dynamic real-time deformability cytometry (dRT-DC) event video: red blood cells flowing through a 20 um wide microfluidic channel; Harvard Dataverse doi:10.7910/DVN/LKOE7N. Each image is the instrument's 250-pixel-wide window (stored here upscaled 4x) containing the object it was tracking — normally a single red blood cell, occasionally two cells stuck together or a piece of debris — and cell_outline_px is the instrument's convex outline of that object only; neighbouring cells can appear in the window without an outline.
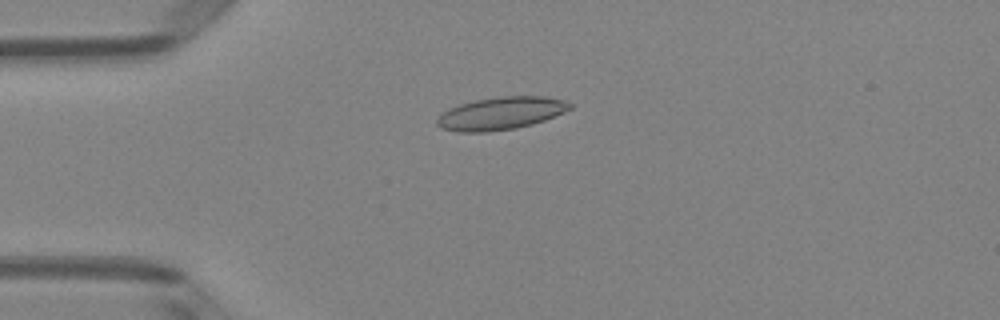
{"species": "Egyptian fruit bat (a non-hibernating species)", "species_latin": "Rousettus aegyptiacus", "temperature_condition": "room temperature", "stored_images_in_passage": 49, "camera_frame_rate_fps": 3000, "um_per_image_px": 0.085, "animal": {"sex": "female"}, "frame": {"image": 1, "passage_image": 11, "time_ms": 3.333, "image_size_px": [1000, 320], "cell_outline_px": [[572, 108], [564, 112], [544, 120], [532, 124], [516, 128], [488, 132], [460, 132], [440, 128], [436, 124], [436, 120], [448, 108], [460, 104], [476, 100], [500, 96], [544, 96], [564, 100], [572, 104]], "centroid_in_image_um": [42.57, 9.63], "position_along_channel_um": 42.4, "area_um2": 25.26}}
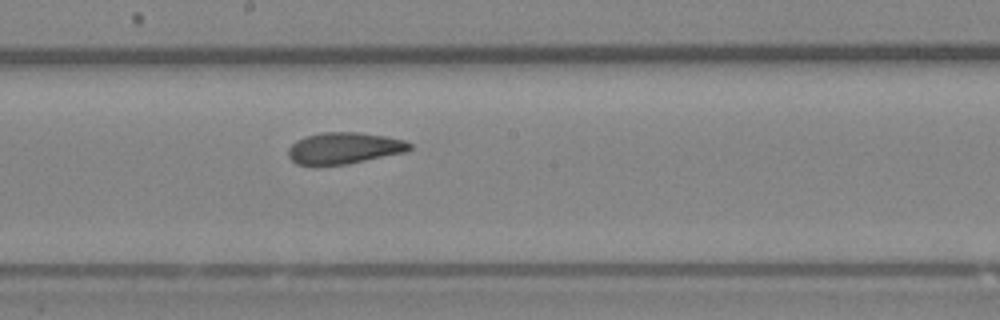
{"frame": {"image": 2, "passage_image": 26, "time_ms": 8.333, "image_size_px": [1000, 320], "cell_outline_px": [[412, 148], [404, 152], [348, 164], [316, 168], [296, 164], [288, 156], [288, 148], [296, 140], [304, 136], [324, 132], [360, 132], [384, 136], [404, 140], [412, 144]], "centroid_in_image_um": [29.18, 12.62], "position_along_channel_um": 219.0, "area_um2": 22.83}}
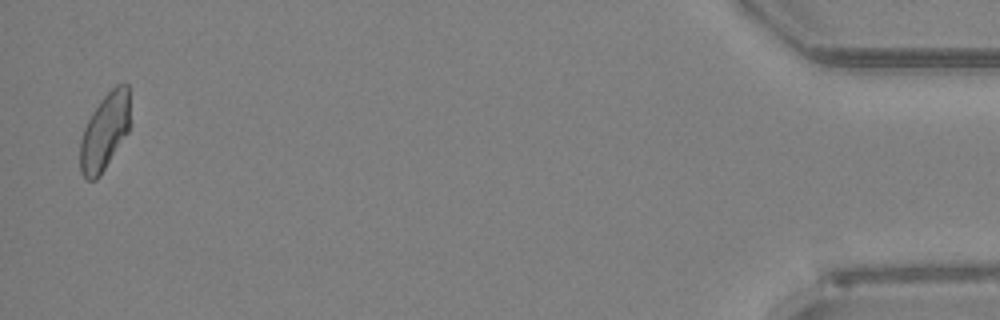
{"frame": {"image": 3, "passage_image": 48, "time_ms": 15.667, "image_size_px": [1000, 320], "cell_outline_px": [[128, 132], [96, 180], [88, 180], [80, 172], [80, 140], [84, 128], [92, 112], [104, 96], [116, 84], [128, 84]], "centroid_in_image_um": [8.87, 11.2], "position_along_channel_um": 426.3, "area_um2": 21.73}, "authors_computed_cell_mechanics": {"area_um2": 22.831, "velocity_mm_per_s": 4.0074, "shape_relaxation_time_tau1_ms": 9.4372, "shape_relaxation_time_tau2_ms": 2.2773, "deformation_change_tau1": 0.1629, "deformation_change_tau2": 0.0825}}